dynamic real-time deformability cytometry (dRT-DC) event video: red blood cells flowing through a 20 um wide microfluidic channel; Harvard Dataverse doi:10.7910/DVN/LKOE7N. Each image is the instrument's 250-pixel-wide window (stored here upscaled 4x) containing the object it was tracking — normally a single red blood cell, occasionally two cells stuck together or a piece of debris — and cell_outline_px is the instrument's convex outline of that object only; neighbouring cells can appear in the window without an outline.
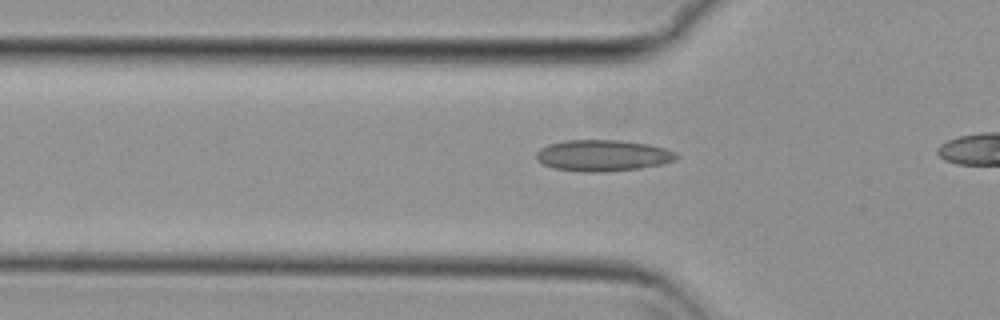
{"species": "common noctule bat (a hibernating species)", "species_latin": "Nyctalus noctula", "temperature_condition": "cold", "stored_images_in_passage": 14, "camera_frame_rate_fps": 3000, "um_per_image_px": 0.085, "animal": {"sex": "female", "body_mass_g": 29.2, "forearm_length_mm": 56.3}, "frame": {"image": 1, "passage_image": 8, "time_ms": 2.333, "image_size_px": [1000, 320], "cell_outline_px": [[680, 156], [676, 160], [664, 164], [640, 168], [604, 172], [580, 172], [552, 168], [536, 160], [536, 152], [540, 148], [548, 144], [564, 140], [620, 140], [648, 144], [664, 148], [676, 152]], "centroid_in_image_um": [51.24, 13.22], "position_along_channel_um": 74.6, "area_um2": 25.89}}
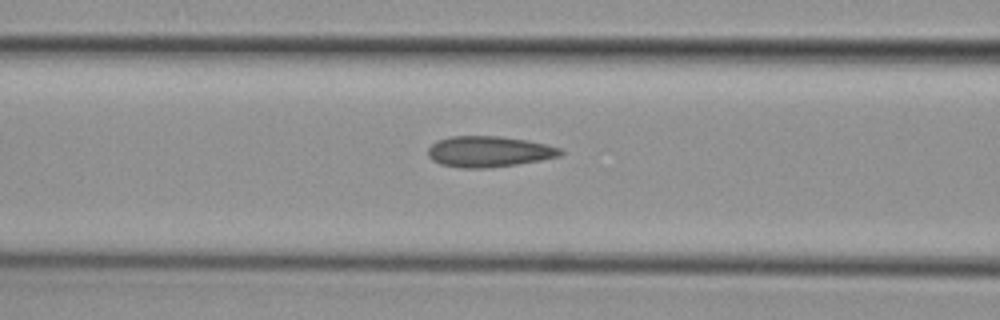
{"frame": {"image": 2, "passage_image": 12, "time_ms": 3.667, "image_size_px": [1000, 320], "cell_outline_px": [[564, 152], [560, 156], [540, 160], [516, 164], [488, 168], [460, 168], [440, 164], [432, 160], [428, 156], [428, 148], [436, 140], [452, 136], [500, 136], [528, 140], [560, 148]], "centroid_in_image_um": [41.53, 12.88], "position_along_channel_um": 125.1, "area_um2": 23.87}}